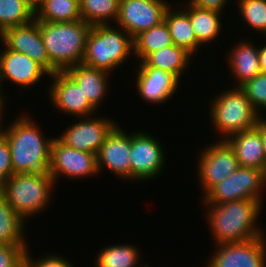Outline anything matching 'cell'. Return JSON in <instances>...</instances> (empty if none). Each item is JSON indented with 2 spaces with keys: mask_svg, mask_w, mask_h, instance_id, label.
Returning <instances> with one entry per match:
<instances>
[{
  "mask_svg": "<svg viewBox=\"0 0 266 267\" xmlns=\"http://www.w3.org/2000/svg\"><path fill=\"white\" fill-rule=\"evenodd\" d=\"M199 156L198 174L205 195L239 167L234 150L225 140L211 144Z\"/></svg>",
  "mask_w": 266,
  "mask_h": 267,
  "instance_id": "cell-10",
  "label": "cell"
},
{
  "mask_svg": "<svg viewBox=\"0 0 266 267\" xmlns=\"http://www.w3.org/2000/svg\"><path fill=\"white\" fill-rule=\"evenodd\" d=\"M138 93L149 103H162L177 91L179 80L171 73L153 67H139Z\"/></svg>",
  "mask_w": 266,
  "mask_h": 267,
  "instance_id": "cell-19",
  "label": "cell"
},
{
  "mask_svg": "<svg viewBox=\"0 0 266 267\" xmlns=\"http://www.w3.org/2000/svg\"><path fill=\"white\" fill-rule=\"evenodd\" d=\"M265 182L266 174L262 170L239 166L233 174L216 184L204 195L203 202L208 205L254 199L262 203L260 191Z\"/></svg>",
  "mask_w": 266,
  "mask_h": 267,
  "instance_id": "cell-7",
  "label": "cell"
},
{
  "mask_svg": "<svg viewBox=\"0 0 266 267\" xmlns=\"http://www.w3.org/2000/svg\"><path fill=\"white\" fill-rule=\"evenodd\" d=\"M259 63L262 73H266V45L259 48Z\"/></svg>",
  "mask_w": 266,
  "mask_h": 267,
  "instance_id": "cell-37",
  "label": "cell"
},
{
  "mask_svg": "<svg viewBox=\"0 0 266 267\" xmlns=\"http://www.w3.org/2000/svg\"><path fill=\"white\" fill-rule=\"evenodd\" d=\"M257 127L261 130L262 132V138H263V143H264V151H265V156H266V120L261 118L257 124Z\"/></svg>",
  "mask_w": 266,
  "mask_h": 267,
  "instance_id": "cell-38",
  "label": "cell"
},
{
  "mask_svg": "<svg viewBox=\"0 0 266 267\" xmlns=\"http://www.w3.org/2000/svg\"><path fill=\"white\" fill-rule=\"evenodd\" d=\"M13 174L9 144L5 136L0 132V186Z\"/></svg>",
  "mask_w": 266,
  "mask_h": 267,
  "instance_id": "cell-34",
  "label": "cell"
},
{
  "mask_svg": "<svg viewBox=\"0 0 266 267\" xmlns=\"http://www.w3.org/2000/svg\"><path fill=\"white\" fill-rule=\"evenodd\" d=\"M81 87L84 96L96 109L105 98L108 72L84 64L75 65L65 71Z\"/></svg>",
  "mask_w": 266,
  "mask_h": 267,
  "instance_id": "cell-20",
  "label": "cell"
},
{
  "mask_svg": "<svg viewBox=\"0 0 266 267\" xmlns=\"http://www.w3.org/2000/svg\"><path fill=\"white\" fill-rule=\"evenodd\" d=\"M54 185L55 181L48 172L16 173L0 186V194L25 220L45 209Z\"/></svg>",
  "mask_w": 266,
  "mask_h": 267,
  "instance_id": "cell-5",
  "label": "cell"
},
{
  "mask_svg": "<svg viewBox=\"0 0 266 267\" xmlns=\"http://www.w3.org/2000/svg\"><path fill=\"white\" fill-rule=\"evenodd\" d=\"M34 12L43 4L44 0H23Z\"/></svg>",
  "mask_w": 266,
  "mask_h": 267,
  "instance_id": "cell-39",
  "label": "cell"
},
{
  "mask_svg": "<svg viewBox=\"0 0 266 267\" xmlns=\"http://www.w3.org/2000/svg\"><path fill=\"white\" fill-rule=\"evenodd\" d=\"M35 19L43 22H74L81 19L80 0L43 1L35 12Z\"/></svg>",
  "mask_w": 266,
  "mask_h": 267,
  "instance_id": "cell-26",
  "label": "cell"
},
{
  "mask_svg": "<svg viewBox=\"0 0 266 267\" xmlns=\"http://www.w3.org/2000/svg\"><path fill=\"white\" fill-rule=\"evenodd\" d=\"M35 12L23 0H0V30L30 23Z\"/></svg>",
  "mask_w": 266,
  "mask_h": 267,
  "instance_id": "cell-30",
  "label": "cell"
},
{
  "mask_svg": "<svg viewBox=\"0 0 266 267\" xmlns=\"http://www.w3.org/2000/svg\"><path fill=\"white\" fill-rule=\"evenodd\" d=\"M217 252L211 256L207 267H265V237L247 241L217 245Z\"/></svg>",
  "mask_w": 266,
  "mask_h": 267,
  "instance_id": "cell-11",
  "label": "cell"
},
{
  "mask_svg": "<svg viewBox=\"0 0 266 267\" xmlns=\"http://www.w3.org/2000/svg\"><path fill=\"white\" fill-rule=\"evenodd\" d=\"M134 53L142 62L150 53L173 44L169 28L165 21L133 38Z\"/></svg>",
  "mask_w": 266,
  "mask_h": 267,
  "instance_id": "cell-25",
  "label": "cell"
},
{
  "mask_svg": "<svg viewBox=\"0 0 266 267\" xmlns=\"http://www.w3.org/2000/svg\"><path fill=\"white\" fill-rule=\"evenodd\" d=\"M1 86H2V80H1V72H0V87ZM2 93L3 92L1 91V88H0V117H2V115H4L3 108L6 107L3 105L4 104V97L1 96V95H3Z\"/></svg>",
  "mask_w": 266,
  "mask_h": 267,
  "instance_id": "cell-40",
  "label": "cell"
},
{
  "mask_svg": "<svg viewBox=\"0 0 266 267\" xmlns=\"http://www.w3.org/2000/svg\"><path fill=\"white\" fill-rule=\"evenodd\" d=\"M30 120L20 116L5 131L0 127L9 144L14 174L49 172L53 138H45Z\"/></svg>",
  "mask_w": 266,
  "mask_h": 267,
  "instance_id": "cell-1",
  "label": "cell"
},
{
  "mask_svg": "<svg viewBox=\"0 0 266 267\" xmlns=\"http://www.w3.org/2000/svg\"><path fill=\"white\" fill-rule=\"evenodd\" d=\"M1 40L6 49L26 54L50 75V60L40 33L38 20L34 19L30 23L3 30Z\"/></svg>",
  "mask_w": 266,
  "mask_h": 267,
  "instance_id": "cell-14",
  "label": "cell"
},
{
  "mask_svg": "<svg viewBox=\"0 0 266 267\" xmlns=\"http://www.w3.org/2000/svg\"><path fill=\"white\" fill-rule=\"evenodd\" d=\"M227 0H191L189 4L191 6L207 9V10H214L222 13Z\"/></svg>",
  "mask_w": 266,
  "mask_h": 267,
  "instance_id": "cell-36",
  "label": "cell"
},
{
  "mask_svg": "<svg viewBox=\"0 0 266 267\" xmlns=\"http://www.w3.org/2000/svg\"><path fill=\"white\" fill-rule=\"evenodd\" d=\"M225 141L234 150L240 167L259 169L266 174V156L262 132L257 126L233 134Z\"/></svg>",
  "mask_w": 266,
  "mask_h": 267,
  "instance_id": "cell-18",
  "label": "cell"
},
{
  "mask_svg": "<svg viewBox=\"0 0 266 267\" xmlns=\"http://www.w3.org/2000/svg\"><path fill=\"white\" fill-rule=\"evenodd\" d=\"M238 4V10L249 27L266 33V0H239Z\"/></svg>",
  "mask_w": 266,
  "mask_h": 267,
  "instance_id": "cell-31",
  "label": "cell"
},
{
  "mask_svg": "<svg viewBox=\"0 0 266 267\" xmlns=\"http://www.w3.org/2000/svg\"><path fill=\"white\" fill-rule=\"evenodd\" d=\"M261 204L254 199L209 204L207 221L216 245L264 236V232L254 224L261 210Z\"/></svg>",
  "mask_w": 266,
  "mask_h": 267,
  "instance_id": "cell-2",
  "label": "cell"
},
{
  "mask_svg": "<svg viewBox=\"0 0 266 267\" xmlns=\"http://www.w3.org/2000/svg\"><path fill=\"white\" fill-rule=\"evenodd\" d=\"M157 139L149 134H131V179L142 181L156 177L163 169L164 151Z\"/></svg>",
  "mask_w": 266,
  "mask_h": 267,
  "instance_id": "cell-12",
  "label": "cell"
},
{
  "mask_svg": "<svg viewBox=\"0 0 266 267\" xmlns=\"http://www.w3.org/2000/svg\"><path fill=\"white\" fill-rule=\"evenodd\" d=\"M25 221L11 208L0 194V244L26 245Z\"/></svg>",
  "mask_w": 266,
  "mask_h": 267,
  "instance_id": "cell-27",
  "label": "cell"
},
{
  "mask_svg": "<svg viewBox=\"0 0 266 267\" xmlns=\"http://www.w3.org/2000/svg\"><path fill=\"white\" fill-rule=\"evenodd\" d=\"M29 257L30 255L27 249L25 253V267H74L71 262L66 261V258L63 259V257L56 255H49L36 261H33Z\"/></svg>",
  "mask_w": 266,
  "mask_h": 267,
  "instance_id": "cell-35",
  "label": "cell"
},
{
  "mask_svg": "<svg viewBox=\"0 0 266 267\" xmlns=\"http://www.w3.org/2000/svg\"><path fill=\"white\" fill-rule=\"evenodd\" d=\"M119 28V29H118ZM95 25L88 33L82 64L111 72L130 54H134L133 38L121 27Z\"/></svg>",
  "mask_w": 266,
  "mask_h": 267,
  "instance_id": "cell-4",
  "label": "cell"
},
{
  "mask_svg": "<svg viewBox=\"0 0 266 267\" xmlns=\"http://www.w3.org/2000/svg\"><path fill=\"white\" fill-rule=\"evenodd\" d=\"M27 245L0 244V267H25Z\"/></svg>",
  "mask_w": 266,
  "mask_h": 267,
  "instance_id": "cell-33",
  "label": "cell"
},
{
  "mask_svg": "<svg viewBox=\"0 0 266 267\" xmlns=\"http://www.w3.org/2000/svg\"><path fill=\"white\" fill-rule=\"evenodd\" d=\"M118 9L119 0H80L81 19L90 26L107 25L108 18L116 22Z\"/></svg>",
  "mask_w": 266,
  "mask_h": 267,
  "instance_id": "cell-28",
  "label": "cell"
},
{
  "mask_svg": "<svg viewBox=\"0 0 266 267\" xmlns=\"http://www.w3.org/2000/svg\"><path fill=\"white\" fill-rule=\"evenodd\" d=\"M240 89L245 93L257 112L261 108L266 109V73H259L252 80L242 85Z\"/></svg>",
  "mask_w": 266,
  "mask_h": 267,
  "instance_id": "cell-32",
  "label": "cell"
},
{
  "mask_svg": "<svg viewBox=\"0 0 266 267\" xmlns=\"http://www.w3.org/2000/svg\"><path fill=\"white\" fill-rule=\"evenodd\" d=\"M98 172L96 154L76 150L66 146L58 138H53L48 173L55 182L61 174L77 179L84 176L90 177Z\"/></svg>",
  "mask_w": 266,
  "mask_h": 267,
  "instance_id": "cell-9",
  "label": "cell"
},
{
  "mask_svg": "<svg viewBox=\"0 0 266 267\" xmlns=\"http://www.w3.org/2000/svg\"><path fill=\"white\" fill-rule=\"evenodd\" d=\"M49 77L54 80L49 94L57 109L77 118L90 117L91 113L97 111L84 96L81 87L66 72H55Z\"/></svg>",
  "mask_w": 266,
  "mask_h": 267,
  "instance_id": "cell-15",
  "label": "cell"
},
{
  "mask_svg": "<svg viewBox=\"0 0 266 267\" xmlns=\"http://www.w3.org/2000/svg\"><path fill=\"white\" fill-rule=\"evenodd\" d=\"M0 52L1 80H11L14 84L28 87L34 85L43 75L49 73L26 54L10 49Z\"/></svg>",
  "mask_w": 266,
  "mask_h": 267,
  "instance_id": "cell-17",
  "label": "cell"
},
{
  "mask_svg": "<svg viewBox=\"0 0 266 267\" xmlns=\"http://www.w3.org/2000/svg\"><path fill=\"white\" fill-rule=\"evenodd\" d=\"M187 12L197 41L203 45L217 38L221 31L220 12L201 9L187 3Z\"/></svg>",
  "mask_w": 266,
  "mask_h": 267,
  "instance_id": "cell-24",
  "label": "cell"
},
{
  "mask_svg": "<svg viewBox=\"0 0 266 267\" xmlns=\"http://www.w3.org/2000/svg\"><path fill=\"white\" fill-rule=\"evenodd\" d=\"M91 27L83 20L74 22L39 21L40 33L50 60V75L81 64Z\"/></svg>",
  "mask_w": 266,
  "mask_h": 267,
  "instance_id": "cell-3",
  "label": "cell"
},
{
  "mask_svg": "<svg viewBox=\"0 0 266 267\" xmlns=\"http://www.w3.org/2000/svg\"><path fill=\"white\" fill-rule=\"evenodd\" d=\"M164 0H119L117 24L132 38L164 21L170 7Z\"/></svg>",
  "mask_w": 266,
  "mask_h": 267,
  "instance_id": "cell-8",
  "label": "cell"
},
{
  "mask_svg": "<svg viewBox=\"0 0 266 267\" xmlns=\"http://www.w3.org/2000/svg\"><path fill=\"white\" fill-rule=\"evenodd\" d=\"M210 117L213 126L222 133L225 140L229 136L253 129L262 118L251 105L245 93L240 88L220 93L211 103Z\"/></svg>",
  "mask_w": 266,
  "mask_h": 267,
  "instance_id": "cell-6",
  "label": "cell"
},
{
  "mask_svg": "<svg viewBox=\"0 0 266 267\" xmlns=\"http://www.w3.org/2000/svg\"><path fill=\"white\" fill-rule=\"evenodd\" d=\"M116 126L107 118L84 117V120L71 125L57 138L68 147L97 155L101 145Z\"/></svg>",
  "mask_w": 266,
  "mask_h": 267,
  "instance_id": "cell-13",
  "label": "cell"
},
{
  "mask_svg": "<svg viewBox=\"0 0 266 267\" xmlns=\"http://www.w3.org/2000/svg\"><path fill=\"white\" fill-rule=\"evenodd\" d=\"M164 21L169 28L173 44L194 55L201 44L196 39L187 12L183 9L176 12L169 7Z\"/></svg>",
  "mask_w": 266,
  "mask_h": 267,
  "instance_id": "cell-23",
  "label": "cell"
},
{
  "mask_svg": "<svg viewBox=\"0 0 266 267\" xmlns=\"http://www.w3.org/2000/svg\"><path fill=\"white\" fill-rule=\"evenodd\" d=\"M130 151L131 134L116 126L97 153L98 171L103 165L116 176L131 180Z\"/></svg>",
  "mask_w": 266,
  "mask_h": 267,
  "instance_id": "cell-16",
  "label": "cell"
},
{
  "mask_svg": "<svg viewBox=\"0 0 266 267\" xmlns=\"http://www.w3.org/2000/svg\"><path fill=\"white\" fill-rule=\"evenodd\" d=\"M190 54L184 48L174 44L161 48L150 53L142 62H138L139 67H153L173 74L178 80L186 66H189Z\"/></svg>",
  "mask_w": 266,
  "mask_h": 267,
  "instance_id": "cell-22",
  "label": "cell"
},
{
  "mask_svg": "<svg viewBox=\"0 0 266 267\" xmlns=\"http://www.w3.org/2000/svg\"><path fill=\"white\" fill-rule=\"evenodd\" d=\"M139 253L132 245H115L101 250L96 259V267H136Z\"/></svg>",
  "mask_w": 266,
  "mask_h": 267,
  "instance_id": "cell-29",
  "label": "cell"
},
{
  "mask_svg": "<svg viewBox=\"0 0 266 267\" xmlns=\"http://www.w3.org/2000/svg\"><path fill=\"white\" fill-rule=\"evenodd\" d=\"M229 54L227 62L229 61L233 76L237 77L239 83L235 88H240L261 73L259 48L257 49L252 43L241 40Z\"/></svg>",
  "mask_w": 266,
  "mask_h": 267,
  "instance_id": "cell-21",
  "label": "cell"
}]
</instances>
